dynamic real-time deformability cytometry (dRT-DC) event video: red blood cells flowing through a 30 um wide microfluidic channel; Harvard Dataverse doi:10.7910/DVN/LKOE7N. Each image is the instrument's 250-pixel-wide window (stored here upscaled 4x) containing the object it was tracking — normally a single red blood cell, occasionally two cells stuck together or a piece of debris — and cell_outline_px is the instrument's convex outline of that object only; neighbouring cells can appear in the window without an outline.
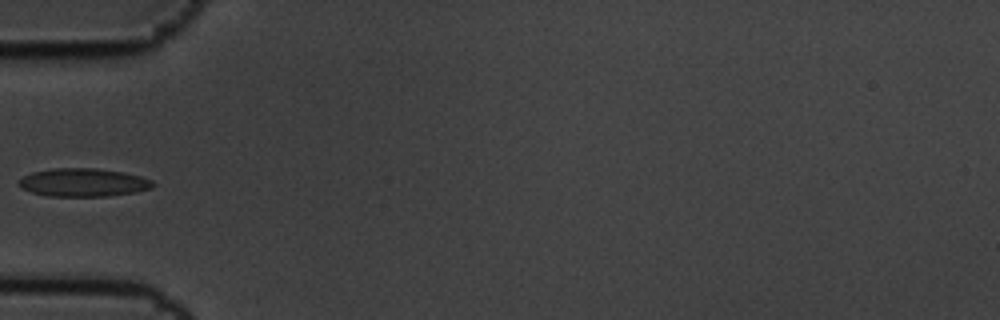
{"species": "common noctule bat (a hibernating species)", "species_latin": "Nyctalus noctula", "temperature_condition": "cold", "stored_images_in_passage": 8, "camera_frame_rate_fps": 3000, "um_per_image_px": 0.085, "animal": {"sex": "male", "body_mass_g": 19.5, "forearm_length_mm": 54.6}, "frame": {"image": 1, "passage_image": 6, "time_ms": 1.667, "image_size_px": [1000, 320], "cell_outline_px": [[156, 184], [152, 188], [136, 192], [108, 196], [48, 196], [32, 192], [24, 188], [16, 180], [32, 172], [52, 168], [96, 168], [124, 172], [140, 176], [152, 180]], "centroid_in_image_um": [7.11, 15.5], "position_along_channel_um": 77.9, "area_um2": 22.08}}
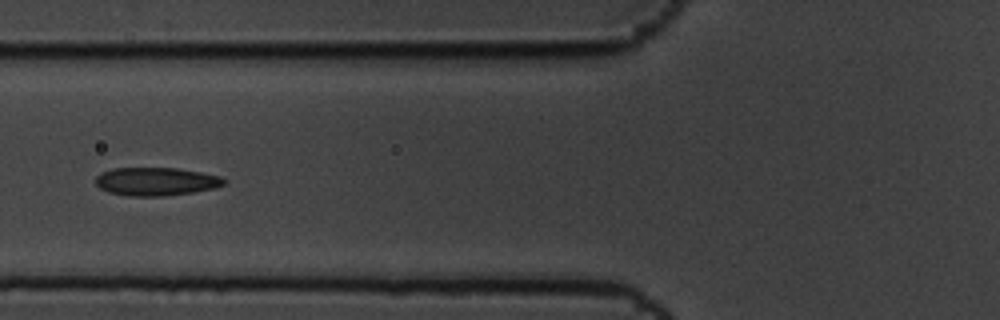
{"frame": {"image": 2, "passage_image": 7, "time_ms": 2.0, "image_size_px": [1000, 320], "cell_outline_px": [[228, 180], [224, 184], [212, 188], [192, 192], [164, 196], [128, 196], [108, 192], [100, 188], [96, 184], [96, 176], [100, 172], [112, 168], [176, 168], [200, 172], [220, 176]], "centroid_in_image_um": [13.23, 15.42], "position_along_channel_um": 112.6, "area_um2": 21.1}}
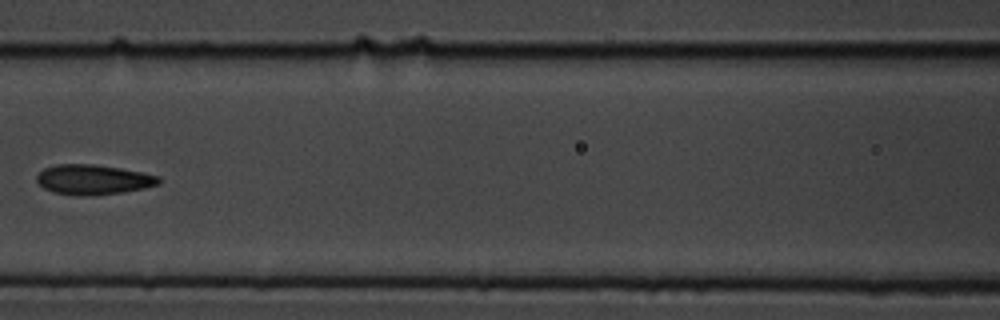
{"frame": {"image": 3, "passage_image": 8, "time_ms": 2.333, "image_size_px": [1000, 320], "cell_outline_px": [[160, 184], [144, 188], [124, 192], [92, 196], [80, 196], [52, 192], [44, 188], [36, 180], [36, 176], [44, 168], [56, 164], [96, 164], [144, 172], [160, 176]], "centroid_in_image_um": [7.94, 15.27], "position_along_channel_um": 158.7, "area_um2": 21.56}}